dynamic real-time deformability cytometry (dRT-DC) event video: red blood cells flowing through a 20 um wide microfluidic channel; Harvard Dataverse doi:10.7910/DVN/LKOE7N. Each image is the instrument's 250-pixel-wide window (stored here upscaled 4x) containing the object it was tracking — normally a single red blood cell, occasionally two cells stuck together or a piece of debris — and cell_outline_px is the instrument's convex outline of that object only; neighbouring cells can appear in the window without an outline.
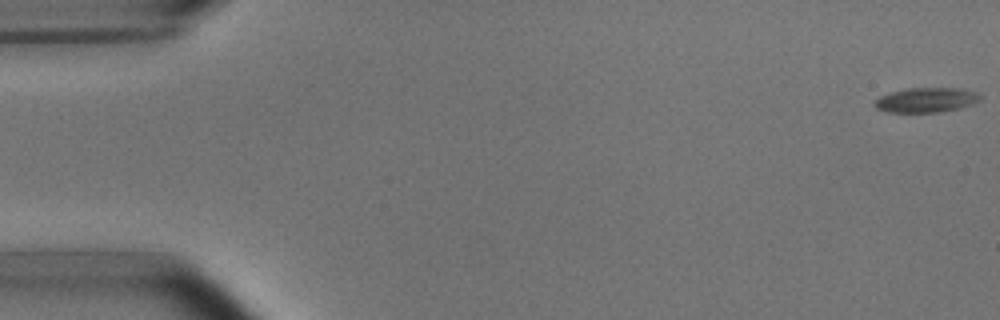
{"species": "common noctule bat (a hibernating species)", "species_latin": "Nyctalus noctula", "temperature_condition": "room temperature", "stored_images_in_passage": 5, "camera_frame_rate_fps": 3000, "um_per_image_px": 0.085, "animal": {"sex": "male", "body_mass_g": 15.6}, "frame": {"image": 1, "passage_image": 1, "time_ms": 0.0, "image_size_px": [1000, 320], "cell_outline_px": [[984, 96], [980, 100], [972, 104], [960, 108], [940, 112], [888, 112], [876, 108], [872, 104], [880, 96], [892, 92], [908, 88], [960, 88], [976, 92]], "centroid_in_image_um": [78.76, 8.5], "position_along_channel_um": 6.2, "area_um2": 15.26}}
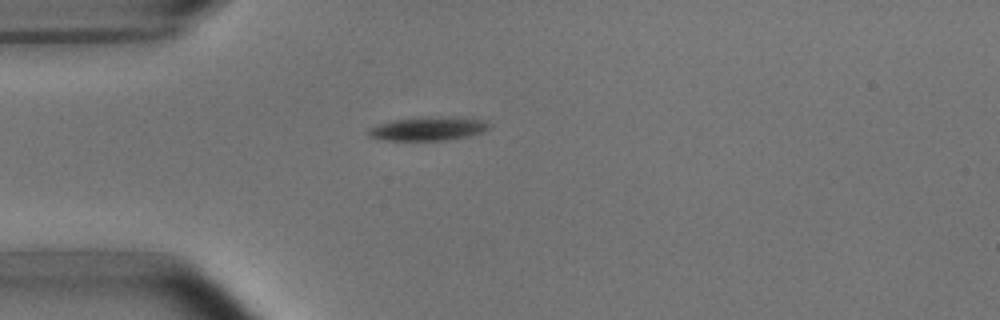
{"frame": {"image": 2, "passage_image": 5, "time_ms": 4.667, "image_size_px": [1000, 320], "cell_outline_px": [[488, 128], [480, 132], [468, 136], [444, 140], [380, 140], [368, 136], [368, 128], [392, 120], [424, 116], [428, 116], [480, 120], [488, 124]], "centroid_in_image_um": [36.26, 10.95], "position_along_channel_um": 48.7, "area_um2": 16.24}}